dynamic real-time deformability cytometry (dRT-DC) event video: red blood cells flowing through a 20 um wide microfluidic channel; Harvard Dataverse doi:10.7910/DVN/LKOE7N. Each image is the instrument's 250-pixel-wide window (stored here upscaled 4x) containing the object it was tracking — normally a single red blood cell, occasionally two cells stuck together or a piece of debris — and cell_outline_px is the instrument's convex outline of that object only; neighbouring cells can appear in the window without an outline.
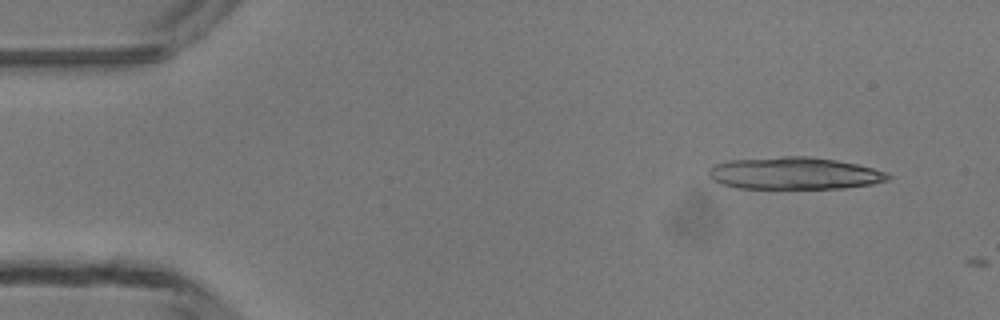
{"species": "common noctule bat (a hibernating species)", "species_latin": "Nyctalus noctula", "temperature_condition": "room temperature", "stored_images_in_passage": 2, "camera_frame_rate_fps": 3000, "um_per_image_px": 0.085, "animal": {"sex": "male", "body_mass_g": 13.3}, "frame": {"image": 1, "passage_image": 1, "time_ms": 0.0, "image_size_px": [1000, 320], "cell_outline_px": [[892, 176], [888, 180], [872, 184], [844, 188], [736, 188], [720, 184], [712, 180], [708, 176], [708, 168], [716, 164], [728, 160], [784, 156], [808, 156], [836, 160], [856, 164], [872, 168], [884, 172]], "centroid_in_image_um": [67.46, 14.73], "position_along_channel_um": 17.5, "area_um2": 33.7}}